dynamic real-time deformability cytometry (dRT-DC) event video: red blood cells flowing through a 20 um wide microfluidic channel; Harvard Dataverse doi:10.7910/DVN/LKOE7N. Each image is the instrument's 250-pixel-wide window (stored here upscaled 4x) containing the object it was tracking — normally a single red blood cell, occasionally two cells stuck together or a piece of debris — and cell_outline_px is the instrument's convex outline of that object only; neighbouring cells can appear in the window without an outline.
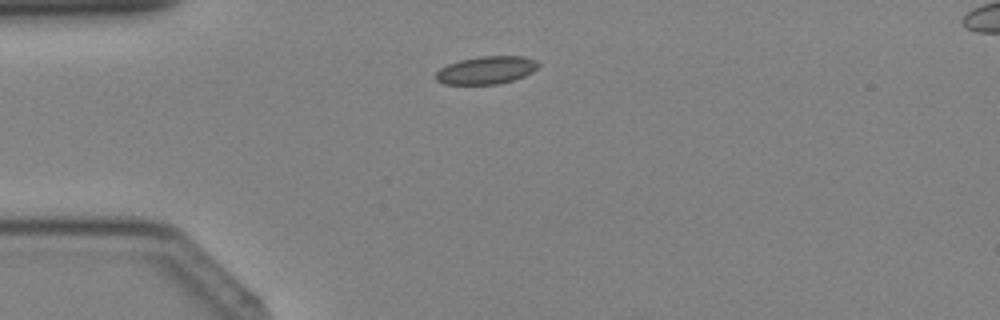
{"species": "Egyptian fruit bat (a non-hibernating species)", "species_latin": "Rousettus aegyptiacus", "temperature_condition": "cold", "stored_images_in_passage": 35, "camera_frame_rate_fps": 3000, "um_per_image_px": 0.085, "animal": {"sex": "female"}, "frame": {"image": 1, "passage_image": 6, "time_ms": 1.667, "image_size_px": [1000, 320], "cell_outline_px": [[540, 64], [532, 72], [524, 76], [500, 84], [444, 84], [436, 80], [436, 72], [440, 68], [448, 64], [460, 60], [480, 56], [524, 56], [536, 60]], "centroid_in_image_um": [41.34, 5.96], "position_along_channel_um": 43.7, "area_um2": 16.59}}
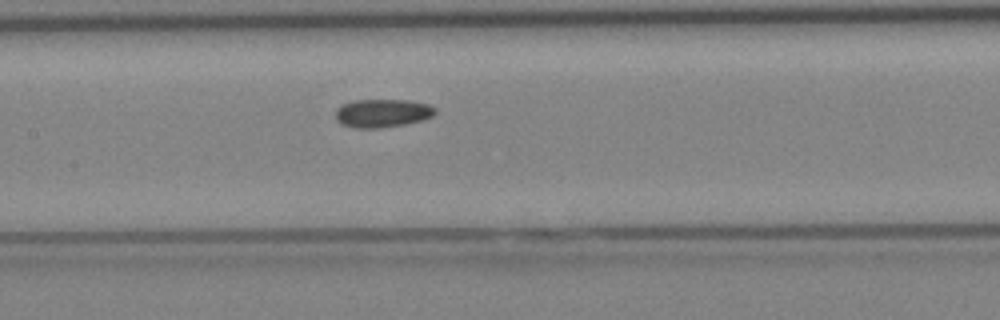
{"frame": {"image": 2, "passage_image": 15, "time_ms": 4.667, "image_size_px": [1000, 320], "cell_outline_px": [[436, 112], [432, 116], [424, 120], [404, 124], [380, 128], [352, 128], [336, 120], [336, 108], [352, 100], [408, 100], [428, 104], [436, 108]], "centroid_in_image_um": [32.51, 9.62], "position_along_channel_um": 174.9, "area_um2": 16.47}}
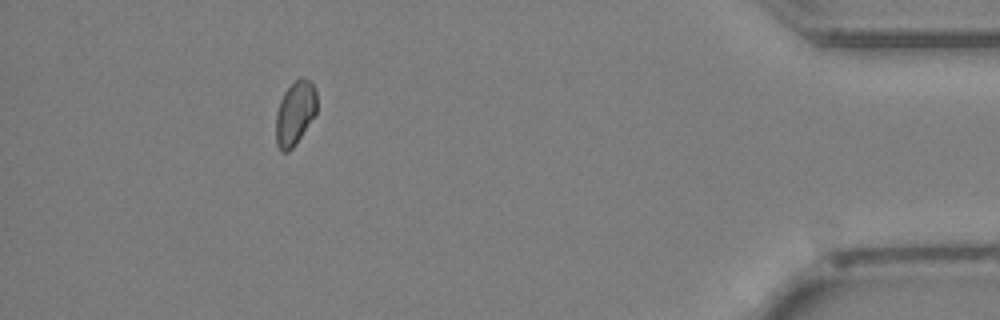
{"frame": {"image": 3, "passage_image": 32, "time_ms": 10.333, "image_size_px": [1000, 320], "cell_outline_px": [[316, 112], [296, 144], [288, 152], [280, 152], [276, 144], [276, 112], [280, 100], [284, 92], [300, 76], [308, 80], [316, 88]], "centroid_in_image_um": [25.06, 9.63], "position_along_channel_um": 410.1, "area_um2": 15.2}}